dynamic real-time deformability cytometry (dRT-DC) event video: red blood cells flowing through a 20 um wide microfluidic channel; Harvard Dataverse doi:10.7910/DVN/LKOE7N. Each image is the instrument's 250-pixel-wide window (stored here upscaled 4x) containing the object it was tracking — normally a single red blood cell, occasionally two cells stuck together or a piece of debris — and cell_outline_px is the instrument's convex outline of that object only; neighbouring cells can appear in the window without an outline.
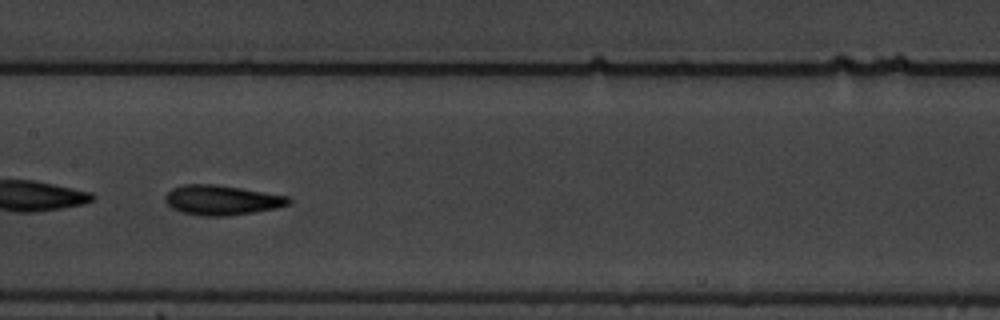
{"species": "common noctule bat (a hibernating species)", "species_latin": "Nyctalus noctula", "temperature_condition": "warm", "stored_images_in_passage": 42, "camera_frame_rate_fps": 3000, "um_per_image_px": 0.085, "animal": {"sex": "male", "body_mass_g": 19.5, "forearm_length_mm": 54.6}, "frame": {"image": 1, "passage_image": 13, "time_ms": 4.0, "image_size_px": [1000, 320], "cell_outline_px": [[292, 200], [288, 204], [276, 208], [252, 212], [224, 216], [204, 216], [180, 212], [172, 208], [164, 200], [164, 196], [172, 188], [184, 184], [216, 184], [288, 196]], "centroid_in_image_um": [18.81, 17.0], "position_along_channel_um": 188.6, "area_um2": 21.33}}
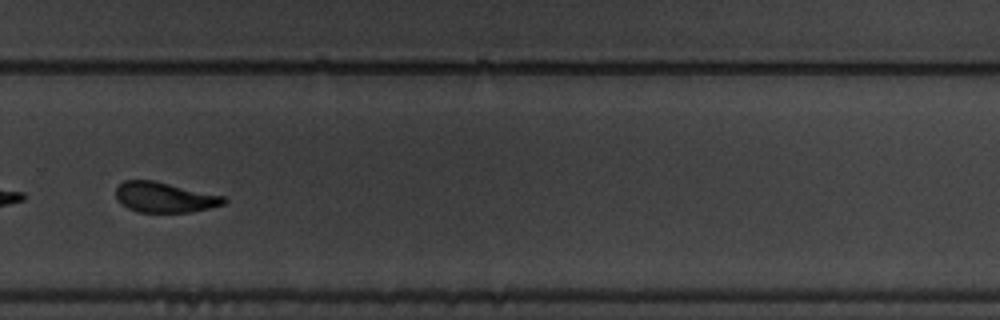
{"frame": {"image": 2, "passage_image": 24, "time_ms": 7.667, "image_size_px": [1000, 320], "cell_outline_px": [[228, 200], [224, 204], [192, 212], [136, 212], [128, 208], [116, 196], [116, 188], [124, 180], [152, 180], [224, 196]], "centroid_in_image_um": [14.0, 16.77], "position_along_channel_um": 315.8, "area_um2": 18.79}}
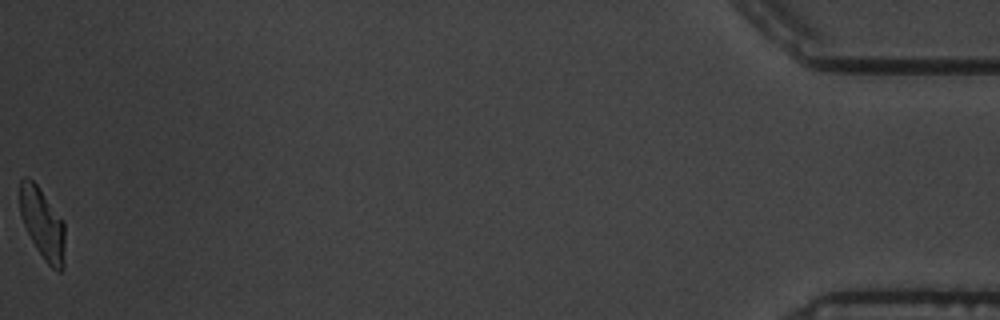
{"frame": {"image": 3, "passage_image": 42, "time_ms": 13.667, "image_size_px": [1000, 320], "cell_outline_px": [[64, 268], [60, 272], [56, 272], [44, 260], [36, 248], [24, 224], [20, 212], [20, 180], [24, 176], [28, 176], [36, 184], [64, 220]], "centroid_in_image_um": [3.63, 19.02], "position_along_channel_um": 431.6, "area_um2": 18.67}, "authors_computed_cell_mechanics": {"area_um2": 20.1433, "velocity_mm_per_s": 3.4968, "shape_relaxation_time_tau1_ms": 3.3894, "shape_relaxation_time_tau2_ms": 2.965, "deformation_change_tau1": 0.1474, "deformation_change_tau2": 0.0893}}